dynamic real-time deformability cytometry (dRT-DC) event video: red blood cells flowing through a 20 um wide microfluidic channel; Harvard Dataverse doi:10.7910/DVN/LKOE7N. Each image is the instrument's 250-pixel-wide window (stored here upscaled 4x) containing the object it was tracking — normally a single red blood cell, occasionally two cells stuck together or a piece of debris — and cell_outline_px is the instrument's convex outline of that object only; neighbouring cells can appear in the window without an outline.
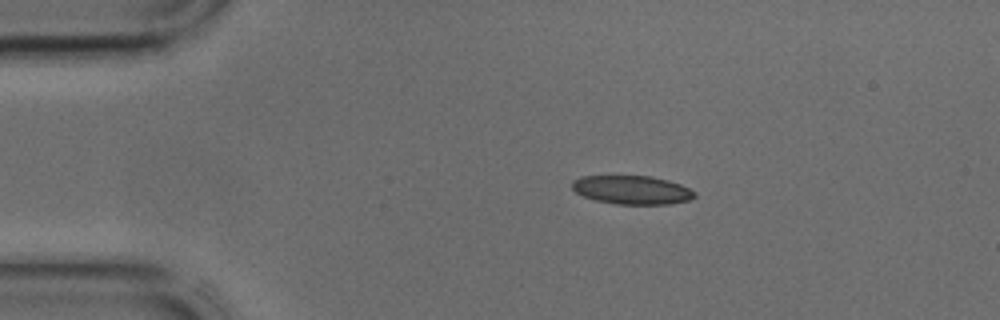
{"species": "common noctule bat (a hibernating species)", "species_latin": "Nyctalus noctula", "temperature_condition": "cold", "stored_images_in_passage": 36, "camera_frame_rate_fps": 3000, "um_per_image_px": 0.085, "animal": {"sex": "male", "body_mass_g": 17.9, "forearm_length_mm": 54.2}, "frame": {"image": 1, "passage_image": 1, "time_ms": 0.0, "image_size_px": [1000, 320], "cell_outline_px": [[696, 196], [692, 200], [668, 204], [616, 204], [596, 200], [584, 196], [576, 192], [572, 188], [572, 180], [580, 176], [648, 176], [668, 180], [680, 184], [696, 192]], "centroid_in_image_um": [53.73, 16.14], "position_along_channel_um": 31.3, "area_um2": 20.46}}
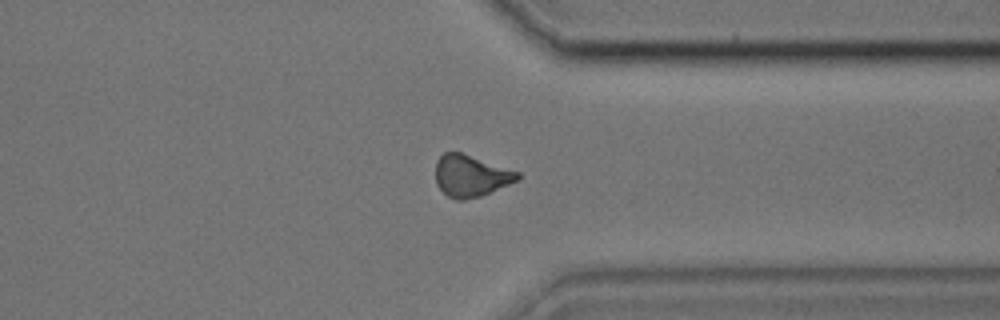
{"frame": {"image": 2, "passage_image": 26, "time_ms": 8.333, "image_size_px": [1000, 320], "cell_outline_px": [[520, 180], [480, 196], [464, 200], [456, 200], [448, 196], [436, 184], [436, 160], [444, 152], [460, 152], [520, 172]], "centroid_in_image_um": [40.02, 14.95], "position_along_channel_um": 371.4, "area_um2": 19.88}}
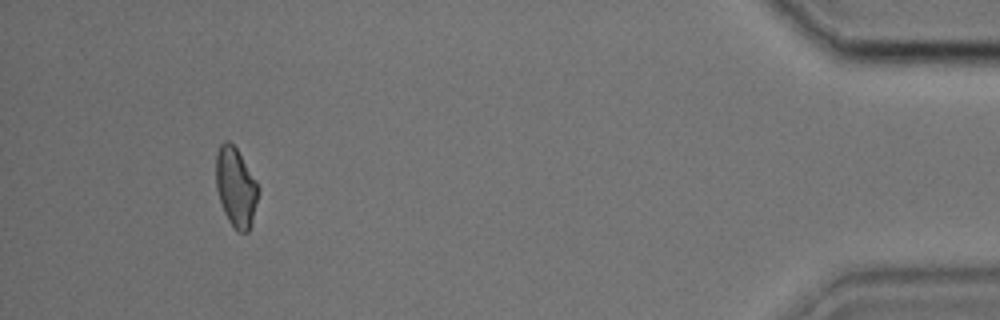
{"frame": {"image": 3, "passage_image": 33, "time_ms": 10.667, "image_size_px": [1000, 320], "cell_outline_px": [[260, 188], [248, 232], [236, 232], [228, 220], [224, 212], [216, 188], [216, 152], [220, 144], [224, 140], [228, 140], [236, 148], [256, 180]], "centroid_in_image_um": [20.03, 15.89], "position_along_channel_um": 415.2, "area_um2": 19.42}}